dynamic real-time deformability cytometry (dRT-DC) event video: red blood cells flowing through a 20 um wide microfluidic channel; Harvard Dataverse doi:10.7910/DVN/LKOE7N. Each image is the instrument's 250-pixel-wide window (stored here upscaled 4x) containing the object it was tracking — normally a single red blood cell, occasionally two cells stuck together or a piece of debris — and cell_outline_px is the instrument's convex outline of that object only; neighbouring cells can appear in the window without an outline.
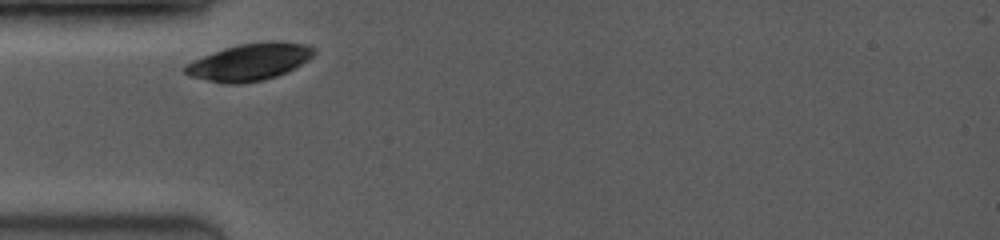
{"species": "common noctule bat (a hibernating species)", "species_latin": "Nyctalus noctula", "temperature_condition": "room temperature", "stored_images_in_passage": 2, "camera_frame_rate_fps": 3500, "um_per_image_px": 0.085, "animal": {"sex": "female", "body_mass_g": 19.0, "forearm_length_mm": 53.3}, "frame": {"image": 1, "passage_image": 1, "time_ms": 0.0, "image_size_px": [1000, 240], "cell_outline_px": [[316, 52], [308, 60], [276, 76], [264, 80], [240, 84], [228, 84], [188, 76], [184, 72], [184, 68], [192, 60], [224, 48], [240, 44], [304, 44], [316, 48]], "centroid_in_image_um": [21.14, 5.32], "position_along_channel_um": 63.9, "area_um2": 26.65}}
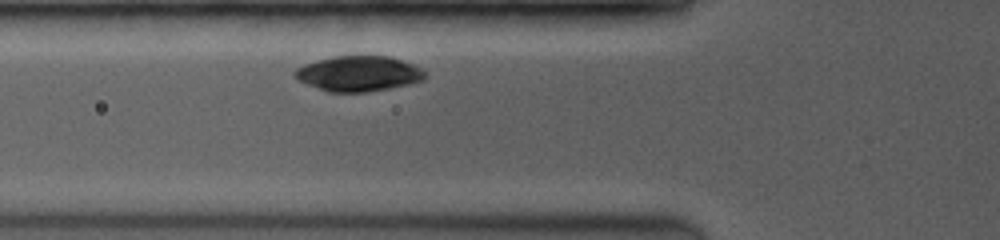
{"frame": {"image": 2, "passage_image": 2, "time_ms": 0.857, "image_size_px": [1000, 240], "cell_outline_px": [[428, 76], [424, 80], [408, 84], [368, 92], [328, 92], [296, 80], [292, 76], [292, 72], [296, 68], [304, 64], [332, 56], [388, 56], [412, 64], [420, 68]], "centroid_in_image_um": [30.43, 6.26], "position_along_channel_um": 95.4, "area_um2": 26.88}}